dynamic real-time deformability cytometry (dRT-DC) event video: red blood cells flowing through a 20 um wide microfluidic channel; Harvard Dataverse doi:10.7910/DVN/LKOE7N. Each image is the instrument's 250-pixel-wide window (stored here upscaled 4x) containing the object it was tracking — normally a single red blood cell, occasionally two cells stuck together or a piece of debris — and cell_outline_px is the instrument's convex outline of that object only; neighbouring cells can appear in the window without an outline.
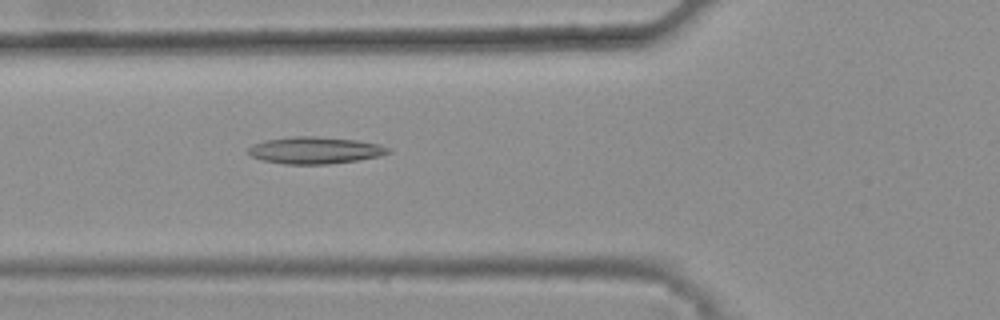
{"species": "common noctule bat (a hibernating species)", "species_latin": "Nyctalus noctula", "temperature_condition": "warm", "stored_images_in_passage": 47, "camera_frame_rate_fps": 3000, "um_per_image_px": 0.085, "animal": {"sex": "female", "body_mass_g": 25.1}, "frame": {"image": 1, "passage_image": 19, "time_ms": 6.0, "image_size_px": [1000, 320], "cell_outline_px": [[392, 152], [376, 156], [356, 160], [328, 164], [288, 164], [264, 160], [252, 156], [248, 152], [248, 148], [252, 144], [264, 140], [292, 136], [316, 136], [356, 140], [380, 144], [388, 148]], "centroid_in_image_um": [26.75, 12.76], "position_along_channel_um": 99.0, "area_um2": 21.73}}
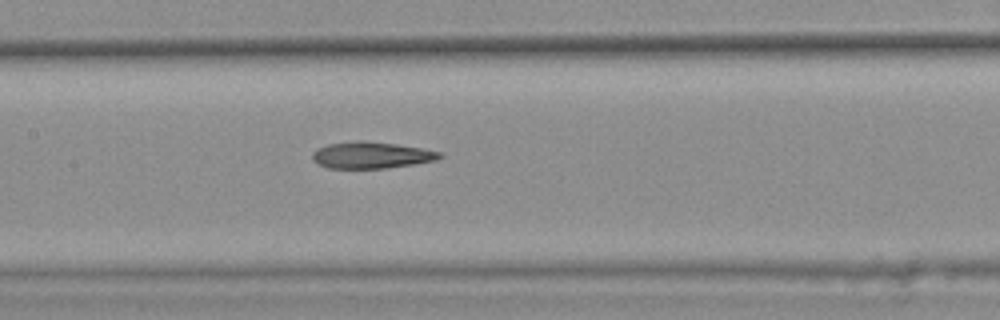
{"frame": {"image": 2, "passage_image": 25, "time_ms": 8.0, "image_size_px": [1000, 320], "cell_outline_px": [[444, 156], [436, 160], [412, 164], [384, 168], [328, 168], [316, 164], [312, 160], [312, 152], [316, 148], [328, 144], [360, 140], [364, 140], [396, 144], [424, 148], [440, 152]], "centroid_in_image_um": [31.53, 13.18], "position_along_channel_um": 175.9, "area_um2": 19.83}}
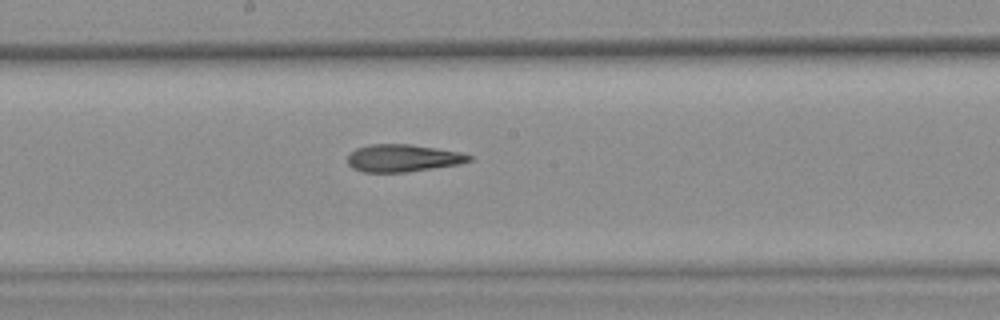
{"frame": {"image": 3, "passage_image": 28, "time_ms": 9.0, "image_size_px": [1000, 320], "cell_outline_px": [[472, 160], [456, 164], [432, 168], [404, 172], [364, 172], [352, 168], [348, 164], [348, 156], [356, 148], [368, 144], [412, 144], [460, 152], [472, 156]], "centroid_in_image_um": [34.21, 13.43], "position_along_channel_um": 214.0, "area_um2": 19.25}, "authors_computed_cell_mechanics": {"area_um2": 19.941, "velocity_mm_per_s": 3.8273, "shape_relaxation_time_tau1_ms": null, "shape_relaxation_time_tau2_ms": 4.8818, "deformation_change_tau1": null, "deformation_change_tau2": 0.175}}